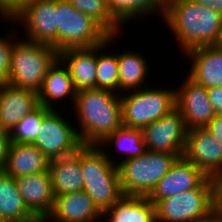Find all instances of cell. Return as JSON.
<instances>
[{
  "instance_id": "cell-40",
  "label": "cell",
  "mask_w": 222,
  "mask_h": 222,
  "mask_svg": "<svg viewBox=\"0 0 222 222\" xmlns=\"http://www.w3.org/2000/svg\"><path fill=\"white\" fill-rule=\"evenodd\" d=\"M174 1H177V0H163V2H164V4H165V7H166L168 4H170V3L174 2Z\"/></svg>"
},
{
  "instance_id": "cell-30",
  "label": "cell",
  "mask_w": 222,
  "mask_h": 222,
  "mask_svg": "<svg viewBox=\"0 0 222 222\" xmlns=\"http://www.w3.org/2000/svg\"><path fill=\"white\" fill-rule=\"evenodd\" d=\"M49 110L39 105L34 111L26 115L9 133L10 142L32 144L36 140L42 118Z\"/></svg>"
},
{
  "instance_id": "cell-17",
  "label": "cell",
  "mask_w": 222,
  "mask_h": 222,
  "mask_svg": "<svg viewBox=\"0 0 222 222\" xmlns=\"http://www.w3.org/2000/svg\"><path fill=\"white\" fill-rule=\"evenodd\" d=\"M39 106L33 90L0 85V127L11 132L16 124Z\"/></svg>"
},
{
  "instance_id": "cell-29",
  "label": "cell",
  "mask_w": 222,
  "mask_h": 222,
  "mask_svg": "<svg viewBox=\"0 0 222 222\" xmlns=\"http://www.w3.org/2000/svg\"><path fill=\"white\" fill-rule=\"evenodd\" d=\"M78 11L95 20L109 35H119L122 28L109 14L107 0H68ZM119 33V34H118Z\"/></svg>"
},
{
  "instance_id": "cell-2",
  "label": "cell",
  "mask_w": 222,
  "mask_h": 222,
  "mask_svg": "<svg viewBox=\"0 0 222 222\" xmlns=\"http://www.w3.org/2000/svg\"><path fill=\"white\" fill-rule=\"evenodd\" d=\"M73 106L81 126L77 133L83 145H99L123 126L119 93L97 88L80 90Z\"/></svg>"
},
{
  "instance_id": "cell-9",
  "label": "cell",
  "mask_w": 222,
  "mask_h": 222,
  "mask_svg": "<svg viewBox=\"0 0 222 222\" xmlns=\"http://www.w3.org/2000/svg\"><path fill=\"white\" fill-rule=\"evenodd\" d=\"M62 113L50 109L42 118L34 144L50 161L77 152L82 142L79 128L70 125Z\"/></svg>"
},
{
  "instance_id": "cell-22",
  "label": "cell",
  "mask_w": 222,
  "mask_h": 222,
  "mask_svg": "<svg viewBox=\"0 0 222 222\" xmlns=\"http://www.w3.org/2000/svg\"><path fill=\"white\" fill-rule=\"evenodd\" d=\"M62 65V61L58 58L48 69L43 86L38 92L39 105L45 108L57 109L53 104H57V101L60 102V100L65 98L66 100L67 98H71V103L75 102L77 91L75 90L68 68Z\"/></svg>"
},
{
  "instance_id": "cell-1",
  "label": "cell",
  "mask_w": 222,
  "mask_h": 222,
  "mask_svg": "<svg viewBox=\"0 0 222 222\" xmlns=\"http://www.w3.org/2000/svg\"><path fill=\"white\" fill-rule=\"evenodd\" d=\"M183 53L200 46L222 45V15L193 0H177L163 16Z\"/></svg>"
},
{
  "instance_id": "cell-6",
  "label": "cell",
  "mask_w": 222,
  "mask_h": 222,
  "mask_svg": "<svg viewBox=\"0 0 222 222\" xmlns=\"http://www.w3.org/2000/svg\"><path fill=\"white\" fill-rule=\"evenodd\" d=\"M122 95V124L127 128L143 130L176 108L175 89L145 87Z\"/></svg>"
},
{
  "instance_id": "cell-32",
  "label": "cell",
  "mask_w": 222,
  "mask_h": 222,
  "mask_svg": "<svg viewBox=\"0 0 222 222\" xmlns=\"http://www.w3.org/2000/svg\"><path fill=\"white\" fill-rule=\"evenodd\" d=\"M35 0H0V18L10 20L25 5Z\"/></svg>"
},
{
  "instance_id": "cell-31",
  "label": "cell",
  "mask_w": 222,
  "mask_h": 222,
  "mask_svg": "<svg viewBox=\"0 0 222 222\" xmlns=\"http://www.w3.org/2000/svg\"><path fill=\"white\" fill-rule=\"evenodd\" d=\"M9 31L10 32L8 33V37H6V39L0 37V85L8 84L11 69L12 50L18 38L16 37L17 35L15 30L11 32V29H9Z\"/></svg>"
},
{
  "instance_id": "cell-28",
  "label": "cell",
  "mask_w": 222,
  "mask_h": 222,
  "mask_svg": "<svg viewBox=\"0 0 222 222\" xmlns=\"http://www.w3.org/2000/svg\"><path fill=\"white\" fill-rule=\"evenodd\" d=\"M111 143L114 146L113 148L126 156L123 160L139 157L147 151L143 131L138 129L122 126L107 136L98 146L104 148L105 144L107 147L109 145L110 148Z\"/></svg>"
},
{
  "instance_id": "cell-23",
  "label": "cell",
  "mask_w": 222,
  "mask_h": 222,
  "mask_svg": "<svg viewBox=\"0 0 222 222\" xmlns=\"http://www.w3.org/2000/svg\"><path fill=\"white\" fill-rule=\"evenodd\" d=\"M102 215L106 222H156V207L147 197L123 195Z\"/></svg>"
},
{
  "instance_id": "cell-38",
  "label": "cell",
  "mask_w": 222,
  "mask_h": 222,
  "mask_svg": "<svg viewBox=\"0 0 222 222\" xmlns=\"http://www.w3.org/2000/svg\"><path fill=\"white\" fill-rule=\"evenodd\" d=\"M192 222H222V220L218 217L216 213H214L213 215L209 217H206L198 221H192Z\"/></svg>"
},
{
  "instance_id": "cell-35",
  "label": "cell",
  "mask_w": 222,
  "mask_h": 222,
  "mask_svg": "<svg viewBox=\"0 0 222 222\" xmlns=\"http://www.w3.org/2000/svg\"><path fill=\"white\" fill-rule=\"evenodd\" d=\"M9 144V132L0 127V171L3 170L5 166Z\"/></svg>"
},
{
  "instance_id": "cell-21",
  "label": "cell",
  "mask_w": 222,
  "mask_h": 222,
  "mask_svg": "<svg viewBox=\"0 0 222 222\" xmlns=\"http://www.w3.org/2000/svg\"><path fill=\"white\" fill-rule=\"evenodd\" d=\"M48 171L55 197L83 190L81 148L73 154L50 161Z\"/></svg>"
},
{
  "instance_id": "cell-16",
  "label": "cell",
  "mask_w": 222,
  "mask_h": 222,
  "mask_svg": "<svg viewBox=\"0 0 222 222\" xmlns=\"http://www.w3.org/2000/svg\"><path fill=\"white\" fill-rule=\"evenodd\" d=\"M102 216L90 196L81 190L56 196L47 218L49 222H99Z\"/></svg>"
},
{
  "instance_id": "cell-3",
  "label": "cell",
  "mask_w": 222,
  "mask_h": 222,
  "mask_svg": "<svg viewBox=\"0 0 222 222\" xmlns=\"http://www.w3.org/2000/svg\"><path fill=\"white\" fill-rule=\"evenodd\" d=\"M105 149L98 145L81 147L83 191L102 213L123 196L116 159L107 155Z\"/></svg>"
},
{
  "instance_id": "cell-5",
  "label": "cell",
  "mask_w": 222,
  "mask_h": 222,
  "mask_svg": "<svg viewBox=\"0 0 222 222\" xmlns=\"http://www.w3.org/2000/svg\"><path fill=\"white\" fill-rule=\"evenodd\" d=\"M58 58L59 53L50 45L18 39L12 50L8 84L38 93L48 69Z\"/></svg>"
},
{
  "instance_id": "cell-15",
  "label": "cell",
  "mask_w": 222,
  "mask_h": 222,
  "mask_svg": "<svg viewBox=\"0 0 222 222\" xmlns=\"http://www.w3.org/2000/svg\"><path fill=\"white\" fill-rule=\"evenodd\" d=\"M190 59L187 75L206 89L222 87V45L200 46L184 53Z\"/></svg>"
},
{
  "instance_id": "cell-4",
  "label": "cell",
  "mask_w": 222,
  "mask_h": 222,
  "mask_svg": "<svg viewBox=\"0 0 222 222\" xmlns=\"http://www.w3.org/2000/svg\"><path fill=\"white\" fill-rule=\"evenodd\" d=\"M178 158L175 154L147 150L139 157L118 161L123 195L147 197Z\"/></svg>"
},
{
  "instance_id": "cell-36",
  "label": "cell",
  "mask_w": 222,
  "mask_h": 222,
  "mask_svg": "<svg viewBox=\"0 0 222 222\" xmlns=\"http://www.w3.org/2000/svg\"><path fill=\"white\" fill-rule=\"evenodd\" d=\"M215 213L222 220V174L214 178Z\"/></svg>"
},
{
  "instance_id": "cell-20",
  "label": "cell",
  "mask_w": 222,
  "mask_h": 222,
  "mask_svg": "<svg viewBox=\"0 0 222 222\" xmlns=\"http://www.w3.org/2000/svg\"><path fill=\"white\" fill-rule=\"evenodd\" d=\"M50 160L34 145L10 142L3 171L18 178L48 172Z\"/></svg>"
},
{
  "instance_id": "cell-33",
  "label": "cell",
  "mask_w": 222,
  "mask_h": 222,
  "mask_svg": "<svg viewBox=\"0 0 222 222\" xmlns=\"http://www.w3.org/2000/svg\"><path fill=\"white\" fill-rule=\"evenodd\" d=\"M204 128L214 137L217 143L222 144V115H215Z\"/></svg>"
},
{
  "instance_id": "cell-8",
  "label": "cell",
  "mask_w": 222,
  "mask_h": 222,
  "mask_svg": "<svg viewBox=\"0 0 222 222\" xmlns=\"http://www.w3.org/2000/svg\"><path fill=\"white\" fill-rule=\"evenodd\" d=\"M57 52L89 48L110 36L95 20L76 10L68 0H56Z\"/></svg>"
},
{
  "instance_id": "cell-12",
  "label": "cell",
  "mask_w": 222,
  "mask_h": 222,
  "mask_svg": "<svg viewBox=\"0 0 222 222\" xmlns=\"http://www.w3.org/2000/svg\"><path fill=\"white\" fill-rule=\"evenodd\" d=\"M175 88L176 109L181 113L187 130L204 128L216 115L210 103L208 89L188 76Z\"/></svg>"
},
{
  "instance_id": "cell-39",
  "label": "cell",
  "mask_w": 222,
  "mask_h": 222,
  "mask_svg": "<svg viewBox=\"0 0 222 222\" xmlns=\"http://www.w3.org/2000/svg\"><path fill=\"white\" fill-rule=\"evenodd\" d=\"M28 222H49L47 217H36L31 221Z\"/></svg>"
},
{
  "instance_id": "cell-7",
  "label": "cell",
  "mask_w": 222,
  "mask_h": 222,
  "mask_svg": "<svg viewBox=\"0 0 222 222\" xmlns=\"http://www.w3.org/2000/svg\"><path fill=\"white\" fill-rule=\"evenodd\" d=\"M156 222H192L215 213L214 179L207 177L196 189L161 199L156 205Z\"/></svg>"
},
{
  "instance_id": "cell-11",
  "label": "cell",
  "mask_w": 222,
  "mask_h": 222,
  "mask_svg": "<svg viewBox=\"0 0 222 222\" xmlns=\"http://www.w3.org/2000/svg\"><path fill=\"white\" fill-rule=\"evenodd\" d=\"M142 131L148 151L175 154L179 158L183 156L188 130L176 108Z\"/></svg>"
},
{
  "instance_id": "cell-14",
  "label": "cell",
  "mask_w": 222,
  "mask_h": 222,
  "mask_svg": "<svg viewBox=\"0 0 222 222\" xmlns=\"http://www.w3.org/2000/svg\"><path fill=\"white\" fill-rule=\"evenodd\" d=\"M206 178L207 176L198 167L182 156L176 160L147 198L156 205L161 199L196 189Z\"/></svg>"
},
{
  "instance_id": "cell-27",
  "label": "cell",
  "mask_w": 222,
  "mask_h": 222,
  "mask_svg": "<svg viewBox=\"0 0 222 222\" xmlns=\"http://www.w3.org/2000/svg\"><path fill=\"white\" fill-rule=\"evenodd\" d=\"M115 37V35H110L104 43L97 45L98 54L96 59V88L119 93V69L117 51L116 53H107V51L100 52L103 51L104 48L106 49V46L111 44L113 39L115 40Z\"/></svg>"
},
{
  "instance_id": "cell-37",
  "label": "cell",
  "mask_w": 222,
  "mask_h": 222,
  "mask_svg": "<svg viewBox=\"0 0 222 222\" xmlns=\"http://www.w3.org/2000/svg\"><path fill=\"white\" fill-rule=\"evenodd\" d=\"M208 9H212L222 15V0H193Z\"/></svg>"
},
{
  "instance_id": "cell-24",
  "label": "cell",
  "mask_w": 222,
  "mask_h": 222,
  "mask_svg": "<svg viewBox=\"0 0 222 222\" xmlns=\"http://www.w3.org/2000/svg\"><path fill=\"white\" fill-rule=\"evenodd\" d=\"M36 216L27 208L15 178L0 171V221L28 222Z\"/></svg>"
},
{
  "instance_id": "cell-18",
  "label": "cell",
  "mask_w": 222,
  "mask_h": 222,
  "mask_svg": "<svg viewBox=\"0 0 222 222\" xmlns=\"http://www.w3.org/2000/svg\"><path fill=\"white\" fill-rule=\"evenodd\" d=\"M27 208L36 217H47L54 205V193L49 171L15 178Z\"/></svg>"
},
{
  "instance_id": "cell-26",
  "label": "cell",
  "mask_w": 222,
  "mask_h": 222,
  "mask_svg": "<svg viewBox=\"0 0 222 222\" xmlns=\"http://www.w3.org/2000/svg\"><path fill=\"white\" fill-rule=\"evenodd\" d=\"M110 16L120 25L144 14L160 13L164 16L165 4L163 0H107Z\"/></svg>"
},
{
  "instance_id": "cell-19",
  "label": "cell",
  "mask_w": 222,
  "mask_h": 222,
  "mask_svg": "<svg viewBox=\"0 0 222 222\" xmlns=\"http://www.w3.org/2000/svg\"><path fill=\"white\" fill-rule=\"evenodd\" d=\"M59 59L70 73L75 90L96 88L97 45L89 48H70L59 52Z\"/></svg>"
},
{
  "instance_id": "cell-25",
  "label": "cell",
  "mask_w": 222,
  "mask_h": 222,
  "mask_svg": "<svg viewBox=\"0 0 222 222\" xmlns=\"http://www.w3.org/2000/svg\"><path fill=\"white\" fill-rule=\"evenodd\" d=\"M145 59L141 53L133 52V50L117 53L119 91L126 93V91H135L149 86V84L143 83L149 71V64Z\"/></svg>"
},
{
  "instance_id": "cell-10",
  "label": "cell",
  "mask_w": 222,
  "mask_h": 222,
  "mask_svg": "<svg viewBox=\"0 0 222 222\" xmlns=\"http://www.w3.org/2000/svg\"><path fill=\"white\" fill-rule=\"evenodd\" d=\"M7 21L24 26V40L50 45L57 51L56 0H35Z\"/></svg>"
},
{
  "instance_id": "cell-13",
  "label": "cell",
  "mask_w": 222,
  "mask_h": 222,
  "mask_svg": "<svg viewBox=\"0 0 222 222\" xmlns=\"http://www.w3.org/2000/svg\"><path fill=\"white\" fill-rule=\"evenodd\" d=\"M183 157L209 178L222 174V144L205 128L187 131Z\"/></svg>"
},
{
  "instance_id": "cell-34",
  "label": "cell",
  "mask_w": 222,
  "mask_h": 222,
  "mask_svg": "<svg viewBox=\"0 0 222 222\" xmlns=\"http://www.w3.org/2000/svg\"><path fill=\"white\" fill-rule=\"evenodd\" d=\"M211 105L216 115H222V87L208 89Z\"/></svg>"
}]
</instances>
